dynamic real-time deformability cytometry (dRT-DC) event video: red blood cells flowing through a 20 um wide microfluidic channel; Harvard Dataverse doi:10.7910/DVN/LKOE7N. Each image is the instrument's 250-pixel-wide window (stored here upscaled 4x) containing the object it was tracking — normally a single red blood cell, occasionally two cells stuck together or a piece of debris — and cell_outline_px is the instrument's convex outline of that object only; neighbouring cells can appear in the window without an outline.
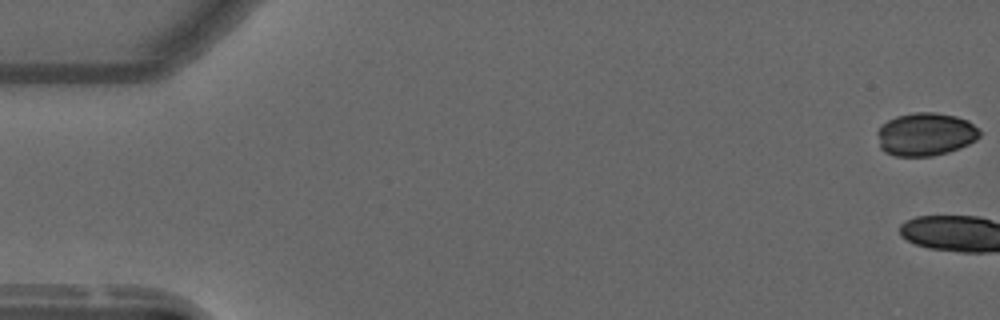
{"species": "common noctule bat (a hibernating species)", "species_latin": "Nyctalus noctula", "temperature_condition": "warm", "stored_images_in_passage": 4, "camera_frame_rate_fps": 3000, "um_per_image_px": 0.085, "animal": {"sex": "male", "forearm_length_mm": 52.5}, "frame": {"image": 1, "passage_image": 1, "time_ms": 0.0, "image_size_px": [1000, 320], "cell_outline_px": [[980, 136], [976, 140], [960, 148], [948, 152], [932, 156], [896, 156], [884, 152], [880, 148], [876, 132], [888, 120], [896, 116], [912, 112], [932, 112], [956, 116], [968, 120], [980, 128]], "centroid_in_image_um": [78.68, 11.41], "position_along_channel_um": 6.3, "area_um2": 25.89}}